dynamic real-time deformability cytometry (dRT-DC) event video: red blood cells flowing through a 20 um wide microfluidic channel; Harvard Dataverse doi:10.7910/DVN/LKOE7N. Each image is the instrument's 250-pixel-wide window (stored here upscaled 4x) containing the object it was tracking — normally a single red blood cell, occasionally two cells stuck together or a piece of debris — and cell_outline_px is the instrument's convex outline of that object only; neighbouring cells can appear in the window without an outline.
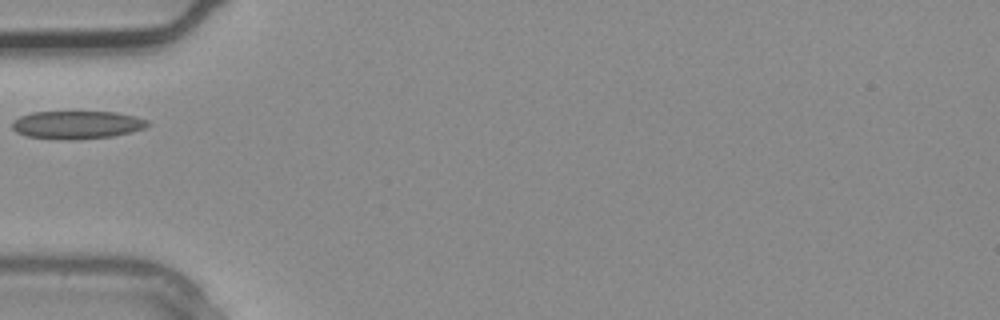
{"species": "common noctule bat (a hibernating species)", "species_latin": "Nyctalus noctula", "temperature_condition": "warm", "stored_images_in_passage": 1, "camera_frame_rate_fps": 3000, "um_per_image_px": 0.085, "animal": {"sex": "male", "body_mass_g": 20.4}, "frame": {"image": 1, "passage_image": 1, "time_ms": 0.0, "image_size_px": [1000, 320], "cell_outline_px": [[152, 124], [144, 128], [112, 136], [72, 140], [60, 140], [28, 136], [16, 132], [12, 128], [12, 120], [20, 116], [32, 112], [116, 112], [136, 116], [148, 120]], "centroid_in_image_um": [6.53, 10.61], "position_along_channel_um": 78.5, "area_um2": 22.2}}